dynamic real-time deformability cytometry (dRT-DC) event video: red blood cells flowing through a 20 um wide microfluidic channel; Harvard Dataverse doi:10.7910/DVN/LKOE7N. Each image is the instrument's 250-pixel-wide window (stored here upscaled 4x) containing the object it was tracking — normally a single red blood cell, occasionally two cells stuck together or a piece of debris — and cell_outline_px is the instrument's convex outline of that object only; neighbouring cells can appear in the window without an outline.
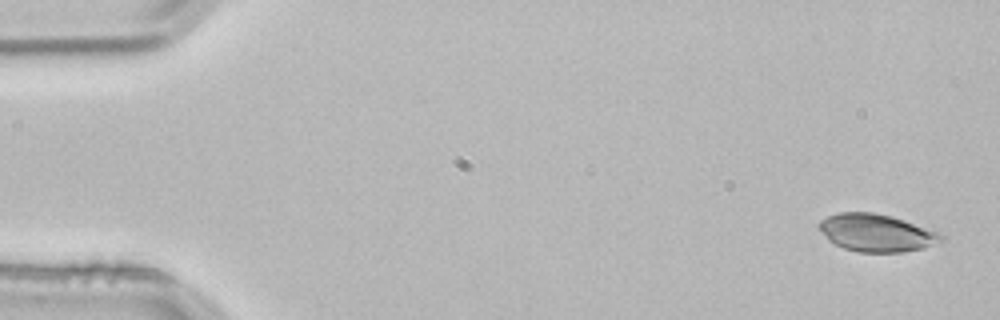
{"species": "common noctule bat (a hibernating species)", "species_latin": "Nyctalus noctula", "temperature_condition": "room temperature", "stored_images_in_passage": 3, "camera_frame_rate_fps": 3000, "um_per_image_px": 0.085, "animal": {"sex": "male", "body_mass_g": 21.5, "forearm_length_mm": 52.0}, "frame": {"image": 1, "passage_image": 1, "time_ms": 0.0, "image_size_px": [1000, 320], "cell_outline_px": [[944, 240], [924, 248], [904, 252], [860, 252], [844, 248], [828, 240], [816, 224], [820, 220], [828, 216], [840, 212], [872, 212], [892, 216], [904, 220], [936, 232], [944, 236]], "centroid_in_image_um": [74.47, 19.79], "position_along_channel_um": 10.5, "area_um2": 26.53}}